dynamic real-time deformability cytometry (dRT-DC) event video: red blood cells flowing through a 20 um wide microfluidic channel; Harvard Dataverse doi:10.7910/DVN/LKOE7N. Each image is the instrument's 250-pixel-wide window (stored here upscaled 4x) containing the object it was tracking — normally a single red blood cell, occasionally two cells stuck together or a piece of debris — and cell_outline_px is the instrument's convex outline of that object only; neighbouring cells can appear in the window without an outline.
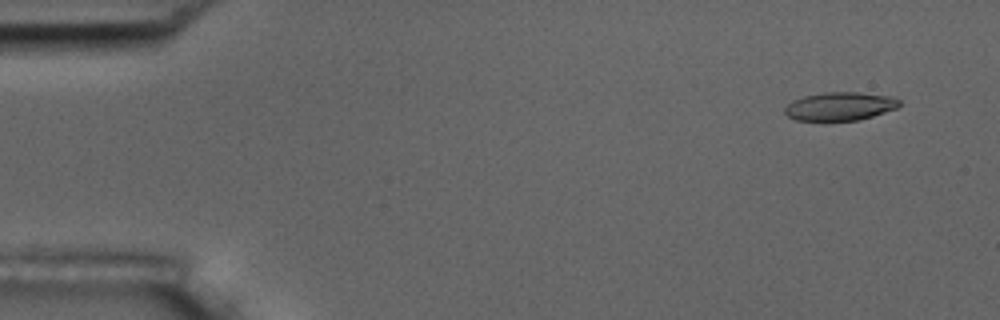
{"species": "common noctule bat (a hibernating species)", "species_latin": "Nyctalus noctula", "temperature_condition": "room temperature", "stored_images_in_passage": 10, "camera_frame_rate_fps": 3000, "um_per_image_px": 0.085, "animal": {"sex": "male", "body_mass_g": 17.5, "forearm_length_mm": 52.3}, "frame": {"image": 1, "passage_image": 1, "time_ms": 0.0, "image_size_px": [1000, 320], "cell_outline_px": [[900, 104], [896, 108], [860, 120], [796, 120], [788, 116], [784, 112], [784, 108], [792, 100], [804, 96], [824, 92], [856, 92], [892, 96], [900, 100]], "centroid_in_image_um": [71.38, 9.02], "position_along_channel_um": 13.6, "area_um2": 18.84}}
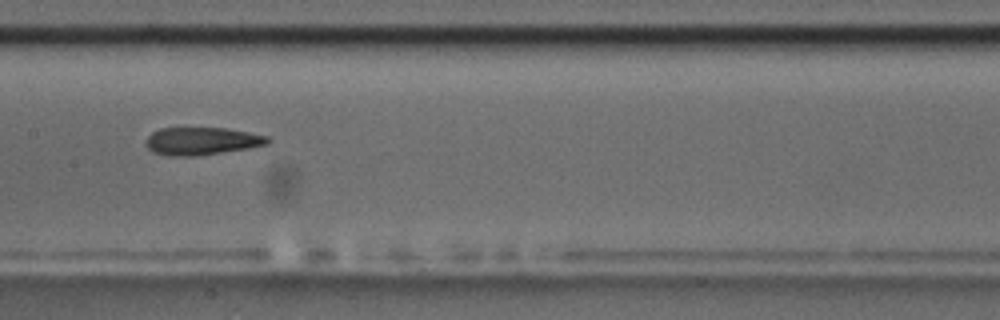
{"frame": {"image": 2, "passage_image": 8, "time_ms": 8.0, "image_size_px": [1000, 320], "cell_outline_px": [[272, 140], [268, 144], [248, 148], [200, 156], [168, 156], [156, 152], [148, 148], [144, 144], [148, 136], [152, 132], [160, 128], [224, 128], [248, 132], [268, 136]], "centroid_in_image_um": [17.16, 11.99], "position_along_channel_um": 190.2, "area_um2": 19.71}}
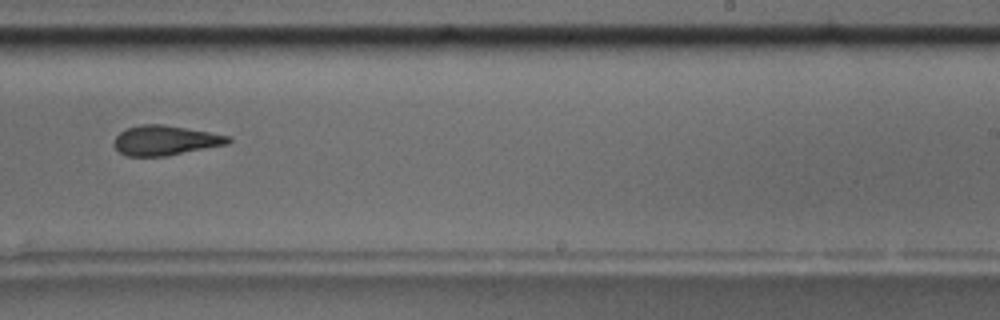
{"frame": {"image": 3, "passage_image": 10, "time_ms": 10.333, "image_size_px": [1000, 320], "cell_outline_px": [[232, 140], [228, 144], [164, 156], [128, 156], [120, 152], [112, 144], [116, 136], [120, 132], [128, 128], [140, 124], [164, 124], [232, 136]], "centroid_in_image_um": [14.05, 11.92], "position_along_channel_um": 274.9, "area_um2": 19.77}}